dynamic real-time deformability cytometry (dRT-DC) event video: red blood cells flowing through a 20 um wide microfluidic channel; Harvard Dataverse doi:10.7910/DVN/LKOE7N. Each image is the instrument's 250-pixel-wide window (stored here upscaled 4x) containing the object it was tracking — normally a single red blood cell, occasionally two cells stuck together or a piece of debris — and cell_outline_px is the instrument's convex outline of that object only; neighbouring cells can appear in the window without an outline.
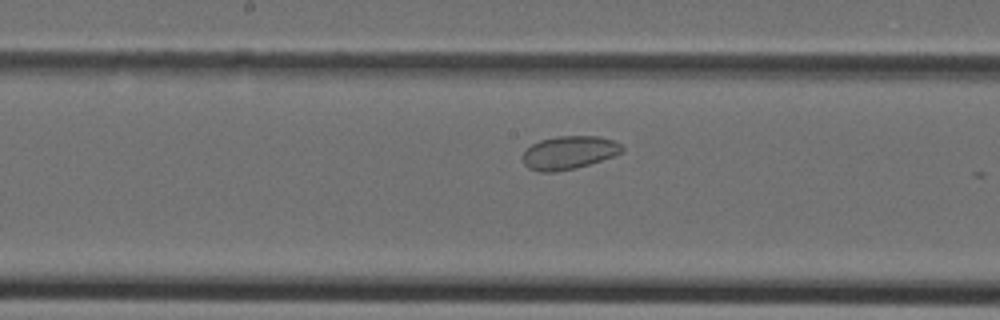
{"species": "Egyptian fruit bat (a non-hibernating species)", "species_latin": "Rousettus aegyptiacus", "temperature_condition": "cold", "stored_images_in_passage": 14, "camera_frame_rate_fps": 3000, "um_per_image_px": 0.085, "animal": {"sex": "female"}, "frame": {"image": 1, "passage_image": 13, "time_ms": 4.0, "image_size_px": [1000, 320], "cell_outline_px": [[624, 152], [576, 168], [556, 172], [540, 172], [528, 168], [524, 164], [524, 152], [532, 144], [540, 140], [556, 136], [600, 136], [612, 140], [620, 144], [624, 148]], "centroid_in_image_um": [48.36, 12.97], "position_along_channel_um": 199.8, "area_um2": 19.13}}